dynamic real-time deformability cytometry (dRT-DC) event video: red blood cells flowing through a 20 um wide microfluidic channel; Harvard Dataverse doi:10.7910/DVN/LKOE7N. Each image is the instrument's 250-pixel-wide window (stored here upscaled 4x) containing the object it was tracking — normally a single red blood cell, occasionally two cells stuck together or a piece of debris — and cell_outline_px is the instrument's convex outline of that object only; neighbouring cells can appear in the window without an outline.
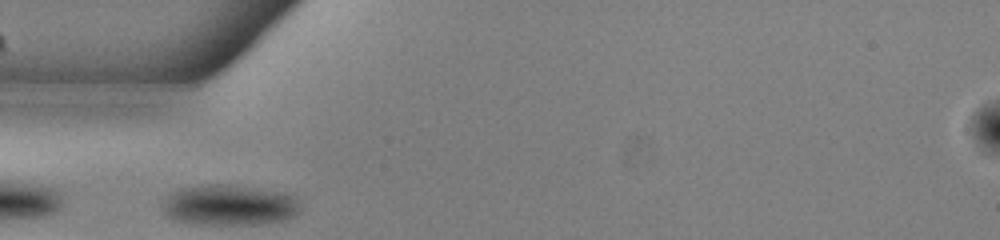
{"species": "common noctule bat (a hibernating species)", "species_latin": "Nyctalus noctula", "temperature_condition": "warm", "stored_images_in_passage": 27, "camera_frame_rate_fps": 3000, "um_per_image_px": 0.085, "animal": {"sex": "male", "body_mass_g": 13.0, "forearm_length_mm": 53.1}, "frame": {"image": 1, "passage_image": 1, "time_ms": 0.0, "image_size_px": [1000, 240], "cell_outline_px": [[300, 212], [296, 216], [284, 220], [260, 224], [196, 224], [176, 220], [168, 216], [160, 208], [168, 192], [180, 188], [204, 184], [228, 184], [256, 188], [280, 192], [296, 196], [300, 208]], "centroid_in_image_um": [19.47, 17.43], "position_along_channel_um": 65.5, "area_um2": 33.06}}
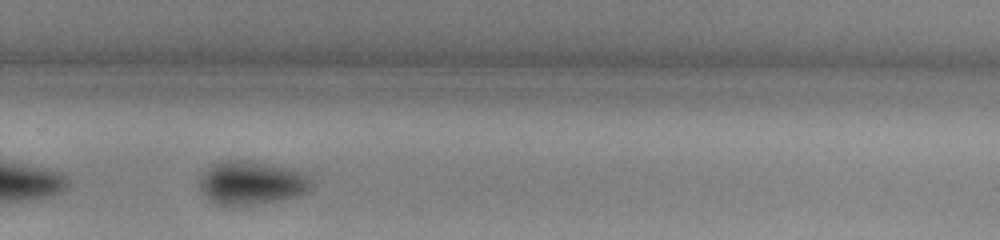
{"frame": {"image": 2, "passage_image": 20, "time_ms": 6.333, "image_size_px": [1000, 240], "cell_outline_px": [[312, 188], [308, 192], [284, 200], [252, 204], [220, 204], [212, 200], [200, 188], [200, 176], [212, 164], [220, 160], [248, 160], [292, 168], [304, 172], [312, 184]], "centroid_in_image_um": [21.43, 15.51], "position_along_channel_um": 308.4, "area_um2": 28.21}, "authors_computed_cell_mechanics": {"area_um2": 29.8826, "velocity_mm_per_s": 3.8452, "shape_relaxation_time_tau1_ms": 1.9343, "shape_relaxation_time_tau2_ms": null, "deformation_change_tau1": 0.0795, "deformation_change_tau2": null}}